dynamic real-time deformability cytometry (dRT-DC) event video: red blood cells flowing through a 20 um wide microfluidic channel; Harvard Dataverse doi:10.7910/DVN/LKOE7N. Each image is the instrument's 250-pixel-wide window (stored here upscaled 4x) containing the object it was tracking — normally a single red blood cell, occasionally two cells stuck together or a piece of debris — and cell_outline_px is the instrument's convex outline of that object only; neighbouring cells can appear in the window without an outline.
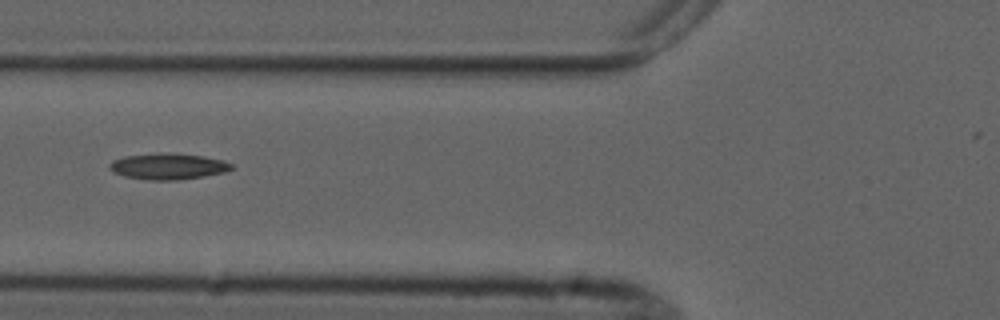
{"species": "common noctule bat (a hibernating species)", "species_latin": "Nyctalus noctula", "temperature_condition": "cold", "stored_images_in_passage": 5, "camera_frame_rate_fps": 3000, "um_per_image_px": 0.085, "animal": {"sex": "male", "forearm_length_mm": 52.5}, "frame": {"image": 1, "passage_image": 5, "time_ms": 4.667, "image_size_px": [1000, 320], "cell_outline_px": [[232, 168], [224, 172], [204, 176], [176, 180], [148, 180], [124, 176], [112, 172], [108, 168], [108, 164], [112, 160], [124, 156], [156, 152], [160, 152], [204, 156], [224, 160], [232, 164]], "centroid_in_image_um": [14.23, 14.13], "position_along_channel_um": 111.6, "area_um2": 18.73}}